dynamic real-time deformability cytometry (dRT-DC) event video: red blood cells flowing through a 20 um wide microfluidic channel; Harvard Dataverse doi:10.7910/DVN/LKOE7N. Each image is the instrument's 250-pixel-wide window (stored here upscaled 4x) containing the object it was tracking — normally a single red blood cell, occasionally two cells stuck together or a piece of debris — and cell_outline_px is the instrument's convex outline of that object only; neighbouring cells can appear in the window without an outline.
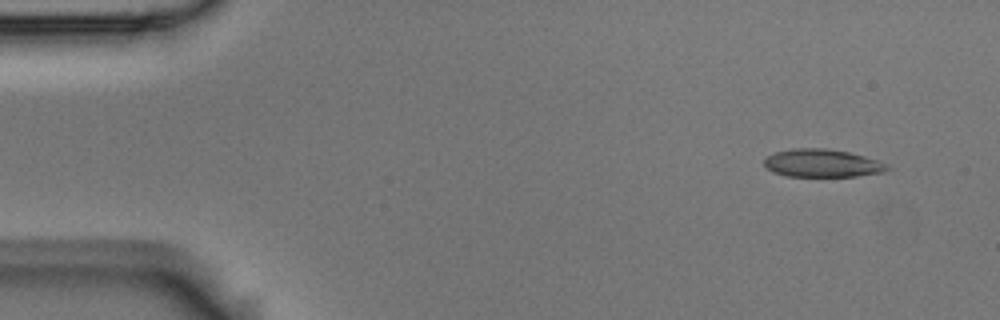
{"species": "Egyptian fruit bat (a non-hibernating species)", "species_latin": "Rousettus aegyptiacus", "temperature_condition": "room temperature", "stored_images_in_passage": 5, "camera_frame_rate_fps": 3000, "um_per_image_px": 0.085, "animal": {"sex": "male"}, "frame": {"image": 1, "passage_image": 1, "time_ms": 0.0, "image_size_px": [1000, 320], "cell_outline_px": [[888, 168], [880, 172], [856, 176], [784, 176], [772, 172], [764, 164], [764, 160], [768, 156], [776, 152], [792, 148], [824, 148], [848, 152], [864, 156], [876, 160], [884, 164]], "centroid_in_image_um": [69.8, 13.87], "position_along_channel_um": 15.2, "area_um2": 19.65}}
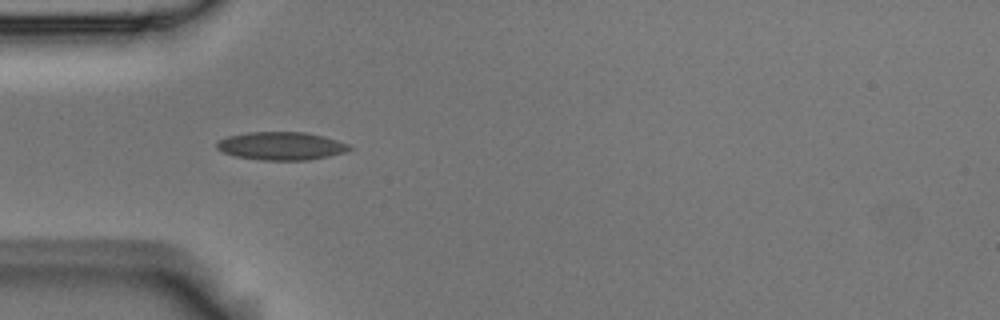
{"frame": {"image": 2, "passage_image": 4, "time_ms": 1.0, "image_size_px": [1000, 320], "cell_outline_px": [[352, 148], [344, 152], [328, 156], [308, 160], [264, 160], [236, 156], [224, 152], [216, 148], [216, 144], [220, 140], [228, 136], [248, 132], [304, 132], [324, 136], [348, 144]], "centroid_in_image_um": [23.9, 12.4], "position_along_channel_um": 61.1, "area_um2": 21.44}}
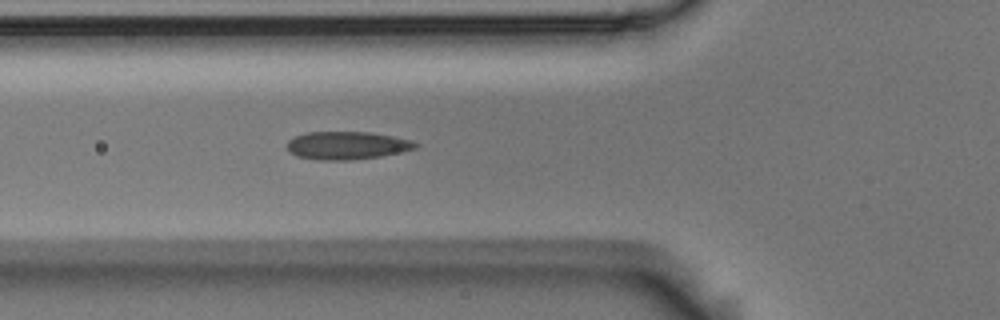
{"frame": {"image": 3, "passage_image": 5, "time_ms": 1.333, "image_size_px": [1000, 320], "cell_outline_px": [[420, 144], [416, 148], [400, 152], [380, 156], [352, 160], [320, 160], [296, 156], [288, 148], [288, 140], [296, 136], [308, 132], [372, 132], [412, 140]], "centroid_in_image_um": [29.53, 12.36], "position_along_channel_um": 96.3, "area_um2": 20.81}}